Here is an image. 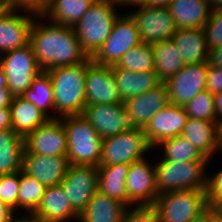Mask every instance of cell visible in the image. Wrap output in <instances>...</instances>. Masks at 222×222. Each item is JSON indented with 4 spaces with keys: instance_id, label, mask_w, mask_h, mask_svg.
Here are the masks:
<instances>
[{
    "instance_id": "1",
    "label": "cell",
    "mask_w": 222,
    "mask_h": 222,
    "mask_svg": "<svg viewBox=\"0 0 222 222\" xmlns=\"http://www.w3.org/2000/svg\"><path fill=\"white\" fill-rule=\"evenodd\" d=\"M42 19L47 20L48 23H41ZM29 43L42 71L76 65L88 58V55L81 48L73 27L51 21L49 23L43 15H35Z\"/></svg>"
},
{
    "instance_id": "2",
    "label": "cell",
    "mask_w": 222,
    "mask_h": 222,
    "mask_svg": "<svg viewBox=\"0 0 222 222\" xmlns=\"http://www.w3.org/2000/svg\"><path fill=\"white\" fill-rule=\"evenodd\" d=\"M46 72L50 76L53 88L56 119L64 116L81 115L87 105L85 92L86 60L76 65L49 69Z\"/></svg>"
},
{
    "instance_id": "3",
    "label": "cell",
    "mask_w": 222,
    "mask_h": 222,
    "mask_svg": "<svg viewBox=\"0 0 222 222\" xmlns=\"http://www.w3.org/2000/svg\"><path fill=\"white\" fill-rule=\"evenodd\" d=\"M67 134V159L72 165L99 166L102 138L82 115L59 118Z\"/></svg>"
},
{
    "instance_id": "4",
    "label": "cell",
    "mask_w": 222,
    "mask_h": 222,
    "mask_svg": "<svg viewBox=\"0 0 222 222\" xmlns=\"http://www.w3.org/2000/svg\"><path fill=\"white\" fill-rule=\"evenodd\" d=\"M209 161L177 162L161 159L155 162L158 194L182 190H205V168Z\"/></svg>"
},
{
    "instance_id": "5",
    "label": "cell",
    "mask_w": 222,
    "mask_h": 222,
    "mask_svg": "<svg viewBox=\"0 0 222 222\" xmlns=\"http://www.w3.org/2000/svg\"><path fill=\"white\" fill-rule=\"evenodd\" d=\"M114 7L108 0H95L73 27L88 57H92L110 35L119 16Z\"/></svg>"
},
{
    "instance_id": "6",
    "label": "cell",
    "mask_w": 222,
    "mask_h": 222,
    "mask_svg": "<svg viewBox=\"0 0 222 222\" xmlns=\"http://www.w3.org/2000/svg\"><path fill=\"white\" fill-rule=\"evenodd\" d=\"M160 222H199L206 203L204 190H180L159 194L154 205Z\"/></svg>"
},
{
    "instance_id": "7",
    "label": "cell",
    "mask_w": 222,
    "mask_h": 222,
    "mask_svg": "<svg viewBox=\"0 0 222 222\" xmlns=\"http://www.w3.org/2000/svg\"><path fill=\"white\" fill-rule=\"evenodd\" d=\"M152 149L146 140L143 128L129 129L102 139L99 166L131 164L145 158V152Z\"/></svg>"
},
{
    "instance_id": "8",
    "label": "cell",
    "mask_w": 222,
    "mask_h": 222,
    "mask_svg": "<svg viewBox=\"0 0 222 222\" xmlns=\"http://www.w3.org/2000/svg\"><path fill=\"white\" fill-rule=\"evenodd\" d=\"M140 43L142 41L135 20L129 13L119 15L110 35L91 60L99 65H116L125 53Z\"/></svg>"
},
{
    "instance_id": "9",
    "label": "cell",
    "mask_w": 222,
    "mask_h": 222,
    "mask_svg": "<svg viewBox=\"0 0 222 222\" xmlns=\"http://www.w3.org/2000/svg\"><path fill=\"white\" fill-rule=\"evenodd\" d=\"M0 61L7 78V88L14 96H22L42 71L30 43L1 54Z\"/></svg>"
},
{
    "instance_id": "10",
    "label": "cell",
    "mask_w": 222,
    "mask_h": 222,
    "mask_svg": "<svg viewBox=\"0 0 222 222\" xmlns=\"http://www.w3.org/2000/svg\"><path fill=\"white\" fill-rule=\"evenodd\" d=\"M81 115L92 125L102 139L137 128L124 102L89 104L85 106Z\"/></svg>"
},
{
    "instance_id": "11",
    "label": "cell",
    "mask_w": 222,
    "mask_h": 222,
    "mask_svg": "<svg viewBox=\"0 0 222 222\" xmlns=\"http://www.w3.org/2000/svg\"><path fill=\"white\" fill-rule=\"evenodd\" d=\"M138 7L129 14L135 20L142 42L154 44L165 40H171L176 34L177 28L173 16L167 7Z\"/></svg>"
},
{
    "instance_id": "12",
    "label": "cell",
    "mask_w": 222,
    "mask_h": 222,
    "mask_svg": "<svg viewBox=\"0 0 222 222\" xmlns=\"http://www.w3.org/2000/svg\"><path fill=\"white\" fill-rule=\"evenodd\" d=\"M60 185L80 215L98 190V167L69 164Z\"/></svg>"
},
{
    "instance_id": "13",
    "label": "cell",
    "mask_w": 222,
    "mask_h": 222,
    "mask_svg": "<svg viewBox=\"0 0 222 222\" xmlns=\"http://www.w3.org/2000/svg\"><path fill=\"white\" fill-rule=\"evenodd\" d=\"M128 207L154 205L157 197L155 165L146 157L130 164L126 178Z\"/></svg>"
},
{
    "instance_id": "14",
    "label": "cell",
    "mask_w": 222,
    "mask_h": 222,
    "mask_svg": "<svg viewBox=\"0 0 222 222\" xmlns=\"http://www.w3.org/2000/svg\"><path fill=\"white\" fill-rule=\"evenodd\" d=\"M86 102L89 104L122 103L112 73V66L99 65L86 59L85 75Z\"/></svg>"
},
{
    "instance_id": "15",
    "label": "cell",
    "mask_w": 222,
    "mask_h": 222,
    "mask_svg": "<svg viewBox=\"0 0 222 222\" xmlns=\"http://www.w3.org/2000/svg\"><path fill=\"white\" fill-rule=\"evenodd\" d=\"M29 154L67 156V134L60 119H49L24 138Z\"/></svg>"
},
{
    "instance_id": "16",
    "label": "cell",
    "mask_w": 222,
    "mask_h": 222,
    "mask_svg": "<svg viewBox=\"0 0 222 222\" xmlns=\"http://www.w3.org/2000/svg\"><path fill=\"white\" fill-rule=\"evenodd\" d=\"M208 63L186 64L166 81L170 103L185 106L197 94L206 90Z\"/></svg>"
},
{
    "instance_id": "17",
    "label": "cell",
    "mask_w": 222,
    "mask_h": 222,
    "mask_svg": "<svg viewBox=\"0 0 222 222\" xmlns=\"http://www.w3.org/2000/svg\"><path fill=\"white\" fill-rule=\"evenodd\" d=\"M187 120L184 106L170 103L159 110L143 128L147 142L155 148L161 141L180 135Z\"/></svg>"
},
{
    "instance_id": "18",
    "label": "cell",
    "mask_w": 222,
    "mask_h": 222,
    "mask_svg": "<svg viewBox=\"0 0 222 222\" xmlns=\"http://www.w3.org/2000/svg\"><path fill=\"white\" fill-rule=\"evenodd\" d=\"M68 165L67 156L29 154L25 149L23 152L22 171L46 187L59 185L66 175Z\"/></svg>"
},
{
    "instance_id": "19",
    "label": "cell",
    "mask_w": 222,
    "mask_h": 222,
    "mask_svg": "<svg viewBox=\"0 0 222 222\" xmlns=\"http://www.w3.org/2000/svg\"><path fill=\"white\" fill-rule=\"evenodd\" d=\"M12 9L0 19V55L24 47L30 42L34 13Z\"/></svg>"
},
{
    "instance_id": "20",
    "label": "cell",
    "mask_w": 222,
    "mask_h": 222,
    "mask_svg": "<svg viewBox=\"0 0 222 222\" xmlns=\"http://www.w3.org/2000/svg\"><path fill=\"white\" fill-rule=\"evenodd\" d=\"M169 104L170 98L166 83H161L141 95L124 101V105L137 128H144L159 110Z\"/></svg>"
},
{
    "instance_id": "21",
    "label": "cell",
    "mask_w": 222,
    "mask_h": 222,
    "mask_svg": "<svg viewBox=\"0 0 222 222\" xmlns=\"http://www.w3.org/2000/svg\"><path fill=\"white\" fill-rule=\"evenodd\" d=\"M32 216L41 222H66L70 219L78 221L79 214L72 208L63 187H46L42 201Z\"/></svg>"
},
{
    "instance_id": "22",
    "label": "cell",
    "mask_w": 222,
    "mask_h": 222,
    "mask_svg": "<svg viewBox=\"0 0 222 222\" xmlns=\"http://www.w3.org/2000/svg\"><path fill=\"white\" fill-rule=\"evenodd\" d=\"M208 160L218 152L219 124L217 121L188 118L181 134Z\"/></svg>"
},
{
    "instance_id": "23",
    "label": "cell",
    "mask_w": 222,
    "mask_h": 222,
    "mask_svg": "<svg viewBox=\"0 0 222 222\" xmlns=\"http://www.w3.org/2000/svg\"><path fill=\"white\" fill-rule=\"evenodd\" d=\"M112 73L123 102L131 97L141 95L162 83L155 71L135 73L113 65Z\"/></svg>"
},
{
    "instance_id": "24",
    "label": "cell",
    "mask_w": 222,
    "mask_h": 222,
    "mask_svg": "<svg viewBox=\"0 0 222 222\" xmlns=\"http://www.w3.org/2000/svg\"><path fill=\"white\" fill-rule=\"evenodd\" d=\"M167 8L177 29L203 28L212 13L206 0H173Z\"/></svg>"
},
{
    "instance_id": "25",
    "label": "cell",
    "mask_w": 222,
    "mask_h": 222,
    "mask_svg": "<svg viewBox=\"0 0 222 222\" xmlns=\"http://www.w3.org/2000/svg\"><path fill=\"white\" fill-rule=\"evenodd\" d=\"M127 209L123 203L97 190L79 215V222H122Z\"/></svg>"
},
{
    "instance_id": "26",
    "label": "cell",
    "mask_w": 222,
    "mask_h": 222,
    "mask_svg": "<svg viewBox=\"0 0 222 222\" xmlns=\"http://www.w3.org/2000/svg\"><path fill=\"white\" fill-rule=\"evenodd\" d=\"M10 110L12 130L24 138L49 120L33 103L22 96H14Z\"/></svg>"
},
{
    "instance_id": "27",
    "label": "cell",
    "mask_w": 222,
    "mask_h": 222,
    "mask_svg": "<svg viewBox=\"0 0 222 222\" xmlns=\"http://www.w3.org/2000/svg\"><path fill=\"white\" fill-rule=\"evenodd\" d=\"M172 40L182 51L185 64L207 62L209 48L203 28L177 29Z\"/></svg>"
},
{
    "instance_id": "28",
    "label": "cell",
    "mask_w": 222,
    "mask_h": 222,
    "mask_svg": "<svg viewBox=\"0 0 222 222\" xmlns=\"http://www.w3.org/2000/svg\"><path fill=\"white\" fill-rule=\"evenodd\" d=\"M152 48L154 70L162 83L168 81L186 65L182 51L178 49L172 39L154 43Z\"/></svg>"
},
{
    "instance_id": "29",
    "label": "cell",
    "mask_w": 222,
    "mask_h": 222,
    "mask_svg": "<svg viewBox=\"0 0 222 222\" xmlns=\"http://www.w3.org/2000/svg\"><path fill=\"white\" fill-rule=\"evenodd\" d=\"M130 164L98 166V190L128 207L126 178Z\"/></svg>"
},
{
    "instance_id": "30",
    "label": "cell",
    "mask_w": 222,
    "mask_h": 222,
    "mask_svg": "<svg viewBox=\"0 0 222 222\" xmlns=\"http://www.w3.org/2000/svg\"><path fill=\"white\" fill-rule=\"evenodd\" d=\"M24 137L12 129L0 130V175L22 170Z\"/></svg>"
},
{
    "instance_id": "31",
    "label": "cell",
    "mask_w": 222,
    "mask_h": 222,
    "mask_svg": "<svg viewBox=\"0 0 222 222\" xmlns=\"http://www.w3.org/2000/svg\"><path fill=\"white\" fill-rule=\"evenodd\" d=\"M95 0H52L43 16L60 25L74 27Z\"/></svg>"
},
{
    "instance_id": "32",
    "label": "cell",
    "mask_w": 222,
    "mask_h": 222,
    "mask_svg": "<svg viewBox=\"0 0 222 222\" xmlns=\"http://www.w3.org/2000/svg\"><path fill=\"white\" fill-rule=\"evenodd\" d=\"M22 97L33 103L49 119H56L53 88L50 76L46 71H41L37 75L31 87L25 91ZM49 109L53 110L50 113L54 112L52 116L48 114Z\"/></svg>"
},
{
    "instance_id": "33",
    "label": "cell",
    "mask_w": 222,
    "mask_h": 222,
    "mask_svg": "<svg viewBox=\"0 0 222 222\" xmlns=\"http://www.w3.org/2000/svg\"><path fill=\"white\" fill-rule=\"evenodd\" d=\"M163 148L161 159L177 162L210 161L181 135L161 141L156 147Z\"/></svg>"
},
{
    "instance_id": "34",
    "label": "cell",
    "mask_w": 222,
    "mask_h": 222,
    "mask_svg": "<svg viewBox=\"0 0 222 222\" xmlns=\"http://www.w3.org/2000/svg\"><path fill=\"white\" fill-rule=\"evenodd\" d=\"M45 190L46 186L44 184L21 170L17 208L21 207L24 212H28V215H32L39 207Z\"/></svg>"
},
{
    "instance_id": "35",
    "label": "cell",
    "mask_w": 222,
    "mask_h": 222,
    "mask_svg": "<svg viewBox=\"0 0 222 222\" xmlns=\"http://www.w3.org/2000/svg\"><path fill=\"white\" fill-rule=\"evenodd\" d=\"M115 66L135 73L155 71L152 44L140 43L125 53Z\"/></svg>"
},
{
    "instance_id": "36",
    "label": "cell",
    "mask_w": 222,
    "mask_h": 222,
    "mask_svg": "<svg viewBox=\"0 0 222 222\" xmlns=\"http://www.w3.org/2000/svg\"><path fill=\"white\" fill-rule=\"evenodd\" d=\"M184 109L188 118L216 121L214 94L204 90L190 100Z\"/></svg>"
},
{
    "instance_id": "37",
    "label": "cell",
    "mask_w": 222,
    "mask_h": 222,
    "mask_svg": "<svg viewBox=\"0 0 222 222\" xmlns=\"http://www.w3.org/2000/svg\"><path fill=\"white\" fill-rule=\"evenodd\" d=\"M20 172L0 175V201L17 210Z\"/></svg>"
},
{
    "instance_id": "38",
    "label": "cell",
    "mask_w": 222,
    "mask_h": 222,
    "mask_svg": "<svg viewBox=\"0 0 222 222\" xmlns=\"http://www.w3.org/2000/svg\"><path fill=\"white\" fill-rule=\"evenodd\" d=\"M203 30L205 32L206 42L209 49L222 47V9L211 13Z\"/></svg>"
},
{
    "instance_id": "39",
    "label": "cell",
    "mask_w": 222,
    "mask_h": 222,
    "mask_svg": "<svg viewBox=\"0 0 222 222\" xmlns=\"http://www.w3.org/2000/svg\"><path fill=\"white\" fill-rule=\"evenodd\" d=\"M134 206L127 207L122 222H160L157 209L153 205Z\"/></svg>"
},
{
    "instance_id": "40",
    "label": "cell",
    "mask_w": 222,
    "mask_h": 222,
    "mask_svg": "<svg viewBox=\"0 0 222 222\" xmlns=\"http://www.w3.org/2000/svg\"><path fill=\"white\" fill-rule=\"evenodd\" d=\"M206 203L209 207H216L222 203V169L212 176L206 175L205 185Z\"/></svg>"
},
{
    "instance_id": "41",
    "label": "cell",
    "mask_w": 222,
    "mask_h": 222,
    "mask_svg": "<svg viewBox=\"0 0 222 222\" xmlns=\"http://www.w3.org/2000/svg\"><path fill=\"white\" fill-rule=\"evenodd\" d=\"M12 9L43 15L50 7L52 0H8Z\"/></svg>"
},
{
    "instance_id": "42",
    "label": "cell",
    "mask_w": 222,
    "mask_h": 222,
    "mask_svg": "<svg viewBox=\"0 0 222 222\" xmlns=\"http://www.w3.org/2000/svg\"><path fill=\"white\" fill-rule=\"evenodd\" d=\"M206 90L212 94L222 91V68L208 65Z\"/></svg>"
},
{
    "instance_id": "43",
    "label": "cell",
    "mask_w": 222,
    "mask_h": 222,
    "mask_svg": "<svg viewBox=\"0 0 222 222\" xmlns=\"http://www.w3.org/2000/svg\"><path fill=\"white\" fill-rule=\"evenodd\" d=\"M207 63L222 68V47L209 49Z\"/></svg>"
},
{
    "instance_id": "44",
    "label": "cell",
    "mask_w": 222,
    "mask_h": 222,
    "mask_svg": "<svg viewBox=\"0 0 222 222\" xmlns=\"http://www.w3.org/2000/svg\"><path fill=\"white\" fill-rule=\"evenodd\" d=\"M202 220L204 222H222V213L216 207H207Z\"/></svg>"
},
{
    "instance_id": "45",
    "label": "cell",
    "mask_w": 222,
    "mask_h": 222,
    "mask_svg": "<svg viewBox=\"0 0 222 222\" xmlns=\"http://www.w3.org/2000/svg\"><path fill=\"white\" fill-rule=\"evenodd\" d=\"M12 129L10 108H0V130Z\"/></svg>"
},
{
    "instance_id": "46",
    "label": "cell",
    "mask_w": 222,
    "mask_h": 222,
    "mask_svg": "<svg viewBox=\"0 0 222 222\" xmlns=\"http://www.w3.org/2000/svg\"><path fill=\"white\" fill-rule=\"evenodd\" d=\"M14 214L11 207L0 201V222H11L16 217Z\"/></svg>"
},
{
    "instance_id": "47",
    "label": "cell",
    "mask_w": 222,
    "mask_h": 222,
    "mask_svg": "<svg viewBox=\"0 0 222 222\" xmlns=\"http://www.w3.org/2000/svg\"><path fill=\"white\" fill-rule=\"evenodd\" d=\"M14 95L8 88H0V108H10Z\"/></svg>"
},
{
    "instance_id": "48",
    "label": "cell",
    "mask_w": 222,
    "mask_h": 222,
    "mask_svg": "<svg viewBox=\"0 0 222 222\" xmlns=\"http://www.w3.org/2000/svg\"><path fill=\"white\" fill-rule=\"evenodd\" d=\"M216 121L220 125L222 123V91L214 94Z\"/></svg>"
},
{
    "instance_id": "49",
    "label": "cell",
    "mask_w": 222,
    "mask_h": 222,
    "mask_svg": "<svg viewBox=\"0 0 222 222\" xmlns=\"http://www.w3.org/2000/svg\"><path fill=\"white\" fill-rule=\"evenodd\" d=\"M113 6H134L136 8V6H139L142 4L143 0H108Z\"/></svg>"
},
{
    "instance_id": "50",
    "label": "cell",
    "mask_w": 222,
    "mask_h": 222,
    "mask_svg": "<svg viewBox=\"0 0 222 222\" xmlns=\"http://www.w3.org/2000/svg\"><path fill=\"white\" fill-rule=\"evenodd\" d=\"M173 0H143L142 5L148 7H168Z\"/></svg>"
},
{
    "instance_id": "51",
    "label": "cell",
    "mask_w": 222,
    "mask_h": 222,
    "mask_svg": "<svg viewBox=\"0 0 222 222\" xmlns=\"http://www.w3.org/2000/svg\"><path fill=\"white\" fill-rule=\"evenodd\" d=\"M12 10L8 0H0V19Z\"/></svg>"
},
{
    "instance_id": "52",
    "label": "cell",
    "mask_w": 222,
    "mask_h": 222,
    "mask_svg": "<svg viewBox=\"0 0 222 222\" xmlns=\"http://www.w3.org/2000/svg\"><path fill=\"white\" fill-rule=\"evenodd\" d=\"M206 2L212 12L222 9V0H206Z\"/></svg>"
},
{
    "instance_id": "53",
    "label": "cell",
    "mask_w": 222,
    "mask_h": 222,
    "mask_svg": "<svg viewBox=\"0 0 222 222\" xmlns=\"http://www.w3.org/2000/svg\"><path fill=\"white\" fill-rule=\"evenodd\" d=\"M11 222H41L35 219L32 215H23L20 218L15 217Z\"/></svg>"
},
{
    "instance_id": "54",
    "label": "cell",
    "mask_w": 222,
    "mask_h": 222,
    "mask_svg": "<svg viewBox=\"0 0 222 222\" xmlns=\"http://www.w3.org/2000/svg\"><path fill=\"white\" fill-rule=\"evenodd\" d=\"M0 88H7V78L1 66V61H0Z\"/></svg>"
},
{
    "instance_id": "55",
    "label": "cell",
    "mask_w": 222,
    "mask_h": 222,
    "mask_svg": "<svg viewBox=\"0 0 222 222\" xmlns=\"http://www.w3.org/2000/svg\"><path fill=\"white\" fill-rule=\"evenodd\" d=\"M222 150V123L219 125L218 151Z\"/></svg>"
},
{
    "instance_id": "56",
    "label": "cell",
    "mask_w": 222,
    "mask_h": 222,
    "mask_svg": "<svg viewBox=\"0 0 222 222\" xmlns=\"http://www.w3.org/2000/svg\"><path fill=\"white\" fill-rule=\"evenodd\" d=\"M216 208L222 213V203L216 206Z\"/></svg>"
}]
</instances>
